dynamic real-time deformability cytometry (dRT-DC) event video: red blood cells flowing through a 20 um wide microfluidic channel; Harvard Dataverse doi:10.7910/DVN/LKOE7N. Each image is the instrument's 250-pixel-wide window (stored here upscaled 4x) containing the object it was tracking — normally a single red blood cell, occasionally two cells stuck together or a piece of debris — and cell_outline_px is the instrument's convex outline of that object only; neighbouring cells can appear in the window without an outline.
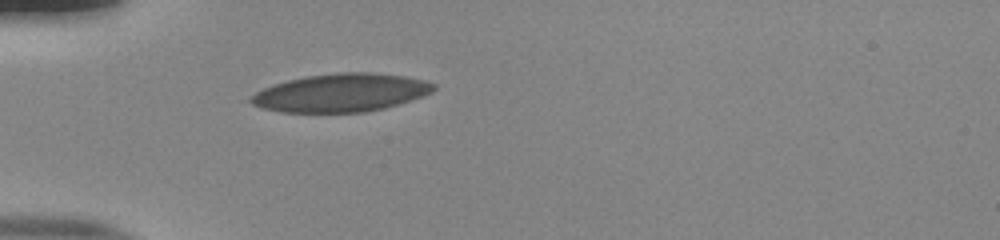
{"species": "human", "species_latin": "Homo sapiens", "temperature_condition": "room temperature", "stored_images_in_passage": 37, "camera_frame_rate_fps": 3000, "um_per_image_px": 0.085, "donor": {"sex": "male"}, "frame": {"image": 1, "passage_image": 1, "time_ms": 0.0, "image_size_px": [1000, 240], "cell_outline_px": [[436, 88], [432, 92], [384, 108], [364, 112], [280, 112], [264, 108], [252, 104], [248, 100], [256, 92], [264, 88], [288, 80], [308, 76], [340, 72], [372, 72], [404, 76], [424, 80], [436, 84]], "centroid_in_image_um": [28.98, 7.88], "position_along_channel_um": 56.0, "area_um2": 40.17}}
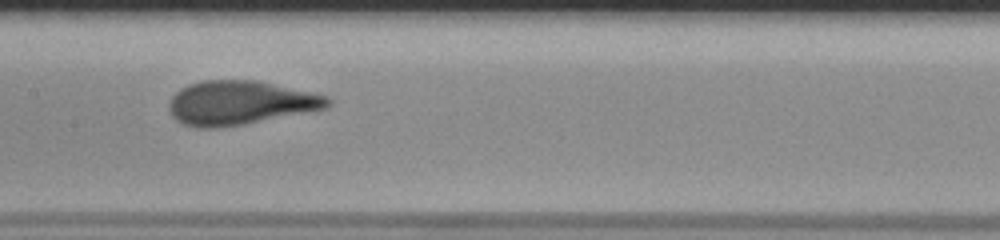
{"frame": {"image": 2, "passage_image": 12, "time_ms": 3.667, "image_size_px": [1000, 240], "cell_outline_px": [[332, 100], [324, 108], [244, 124], [216, 128], [196, 128], [184, 124], [176, 120], [172, 116], [168, 108], [168, 104], [172, 96], [180, 88], [188, 84], [204, 80], [256, 80], [308, 92], [324, 96]], "centroid_in_image_um": [20.29, 8.74], "position_along_channel_um": 187.1, "area_um2": 40.11}}
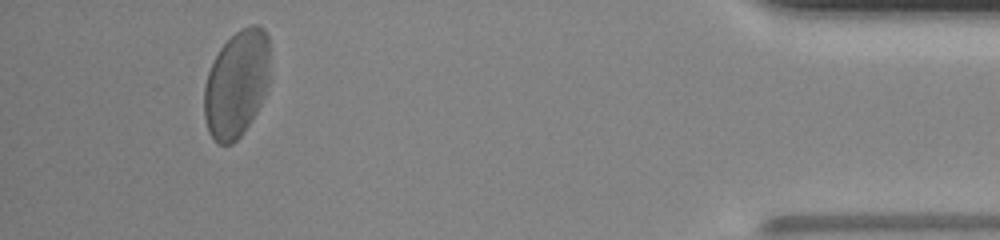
{"frame": {"image": 3, "passage_image": 34, "time_ms": 11.0, "image_size_px": [1000, 240], "cell_outline_px": [[268, 84], [264, 96], [256, 112], [244, 132], [232, 144], [220, 144], [208, 132], [204, 116], [204, 88], [208, 72], [220, 48], [236, 32], [252, 24], [256, 24], [264, 28], [268, 36]], "centroid_in_image_um": [20.1, 7.14], "position_along_channel_um": 415.1, "area_um2": 40.69}, "authors_computed_cell_mechanics": {"area_um2": 39.9976, "velocity_mm_per_s": 3.8718, "shape_relaxation_time_tau1_ms": 5.094, "shape_relaxation_time_tau2_ms": null, "deformation_change_tau1": 0.1715, "deformation_change_tau2": null}}